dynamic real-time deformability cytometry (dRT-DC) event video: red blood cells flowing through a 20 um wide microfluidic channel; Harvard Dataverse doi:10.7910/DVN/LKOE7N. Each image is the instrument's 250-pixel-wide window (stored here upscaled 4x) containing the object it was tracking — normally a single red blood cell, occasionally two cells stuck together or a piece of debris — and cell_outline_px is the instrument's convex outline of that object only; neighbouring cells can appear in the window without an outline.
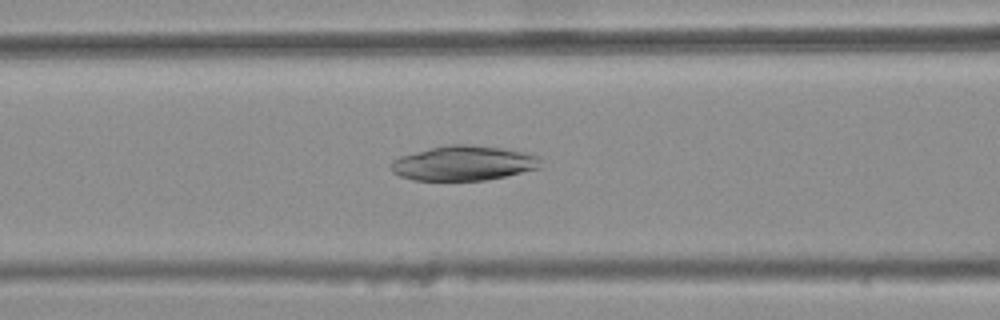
{"species": "common noctule bat (a hibernating species)", "species_latin": "Nyctalus noctula", "temperature_condition": "warm", "stored_images_in_passage": 29, "camera_frame_rate_fps": 3000, "um_per_image_px": 0.085, "animal": {"sex": "female", "body_mass_g": 25.1}, "frame": {"image": 1, "passage_image": 5, "time_ms": 1.333, "image_size_px": [1000, 320], "cell_outline_px": [[540, 168], [488, 180], [412, 180], [400, 176], [392, 172], [392, 160], [400, 156], [448, 144], [472, 144], [504, 148], [524, 152], [536, 156], [540, 160]], "centroid_in_image_um": [39.41, 13.87], "position_along_channel_um": 127.2, "area_um2": 30.23}}
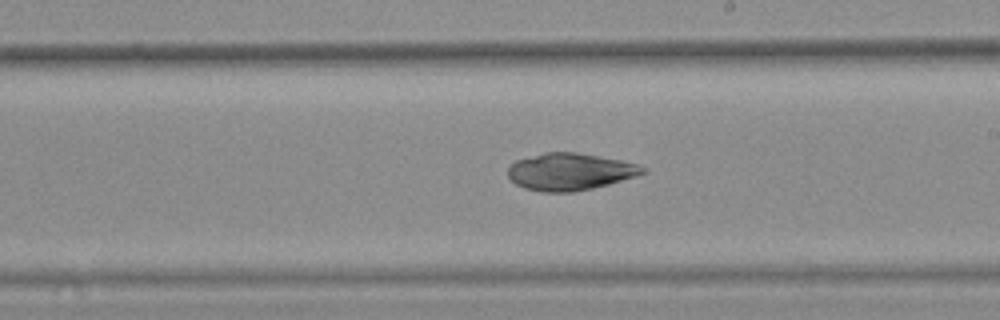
{"frame": {"image": 2, "passage_image": 14, "time_ms": 4.333, "image_size_px": [1000, 320], "cell_outline_px": [[648, 172], [636, 176], [608, 184], [592, 188], [572, 192], [540, 192], [524, 188], [516, 184], [508, 176], [508, 168], [516, 160], [544, 152], [576, 152], [620, 160], [636, 164], [648, 168]], "centroid_in_image_um": [48.45, 14.59], "position_along_channel_um": 240.6, "area_um2": 29.07}}
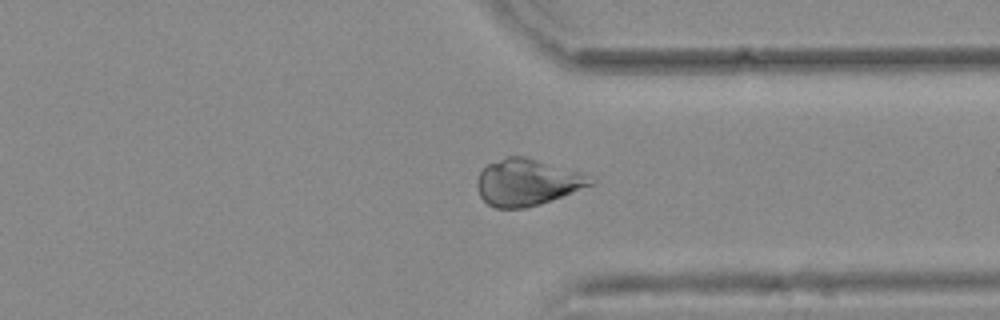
{"frame": {"image": 3, "passage_image": 24, "time_ms": 7.667, "image_size_px": [1000, 320], "cell_outline_px": [[596, 184], [540, 204], [524, 208], [496, 208], [488, 204], [480, 196], [476, 184], [480, 172], [488, 164], [508, 156], [524, 156], [576, 172], [596, 180]], "centroid_in_image_um": [44.79, 15.52], "position_along_channel_um": 366.6, "area_um2": 30.29}}